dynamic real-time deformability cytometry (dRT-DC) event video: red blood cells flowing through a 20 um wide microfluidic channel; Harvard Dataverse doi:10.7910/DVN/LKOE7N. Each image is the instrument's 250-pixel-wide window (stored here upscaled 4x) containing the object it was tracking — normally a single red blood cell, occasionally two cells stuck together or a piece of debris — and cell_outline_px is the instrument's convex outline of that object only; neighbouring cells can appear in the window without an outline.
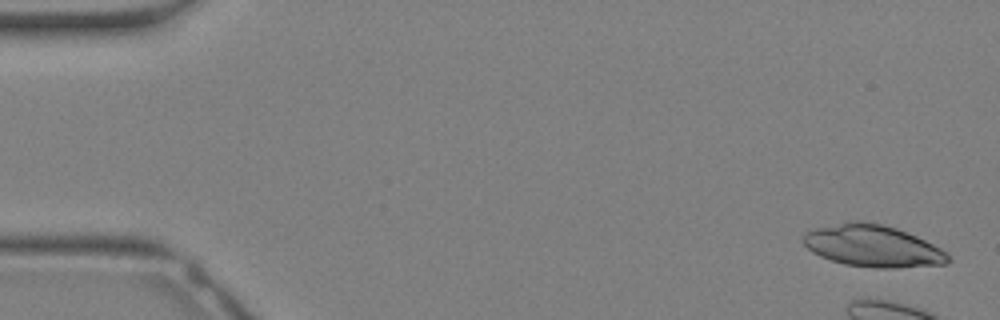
{"species": "Egyptian fruit bat (a non-hibernating species)", "species_latin": "Rousettus aegyptiacus", "temperature_condition": "warm", "stored_images_in_passage": 5, "camera_frame_rate_fps": 3000, "um_per_image_px": 0.085, "animal": {"sex": "female"}, "frame": {"image": 1, "passage_image": 1, "time_ms": 0.0, "image_size_px": [1000, 320], "cell_outline_px": [[952, 260], [948, 264], [896, 268], [876, 268], [844, 264], [820, 256], [812, 252], [800, 240], [804, 232], [816, 228], [852, 220], [860, 220], [880, 224], [896, 228], [916, 236], [948, 252]], "centroid_in_image_um": [74.19, 20.91], "position_along_channel_um": 10.8, "area_um2": 35.55}}